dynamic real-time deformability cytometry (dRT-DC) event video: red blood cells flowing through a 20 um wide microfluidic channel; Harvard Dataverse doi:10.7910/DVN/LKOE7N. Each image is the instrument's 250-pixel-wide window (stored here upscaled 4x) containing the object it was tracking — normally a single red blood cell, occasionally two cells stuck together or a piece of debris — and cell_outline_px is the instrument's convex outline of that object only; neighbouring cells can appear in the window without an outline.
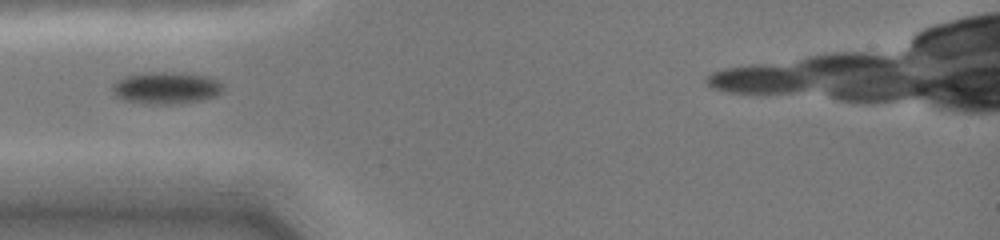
{"species": "common noctule bat (a hibernating species)", "species_latin": "Nyctalus noctula", "temperature_condition": "cold", "stored_images_in_passage": 8, "camera_frame_rate_fps": 3000, "um_per_image_px": 0.085, "animal": {"sex": "female", "body_mass_g": 19.0, "forearm_length_mm": 51.5}, "frame": {"image": 1, "passage_image": 1, "time_ms": 0.0, "image_size_px": [1000, 240], "cell_outline_px": [[224, 88], [216, 96], [200, 100], [180, 104], [148, 104], [120, 100], [112, 92], [112, 84], [128, 76], [152, 72], [160, 72], [204, 76], [216, 80]], "centroid_in_image_um": [14.08, 7.51], "position_along_channel_um": 70.9, "area_um2": 20.23}}
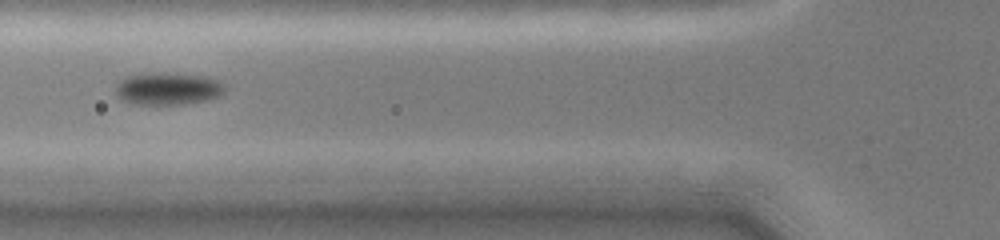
{"frame": {"image": 2, "passage_image": 6, "time_ms": 1.0, "image_size_px": [1000, 240], "cell_outline_px": [[228, 88], [220, 96], [208, 100], [184, 104], [132, 104], [120, 100], [116, 96], [116, 84], [128, 76], [160, 72], [168, 72], [200, 76], [216, 80], [224, 84]], "centroid_in_image_um": [14.28, 7.55], "position_along_channel_um": 111.5, "area_um2": 20.69}}